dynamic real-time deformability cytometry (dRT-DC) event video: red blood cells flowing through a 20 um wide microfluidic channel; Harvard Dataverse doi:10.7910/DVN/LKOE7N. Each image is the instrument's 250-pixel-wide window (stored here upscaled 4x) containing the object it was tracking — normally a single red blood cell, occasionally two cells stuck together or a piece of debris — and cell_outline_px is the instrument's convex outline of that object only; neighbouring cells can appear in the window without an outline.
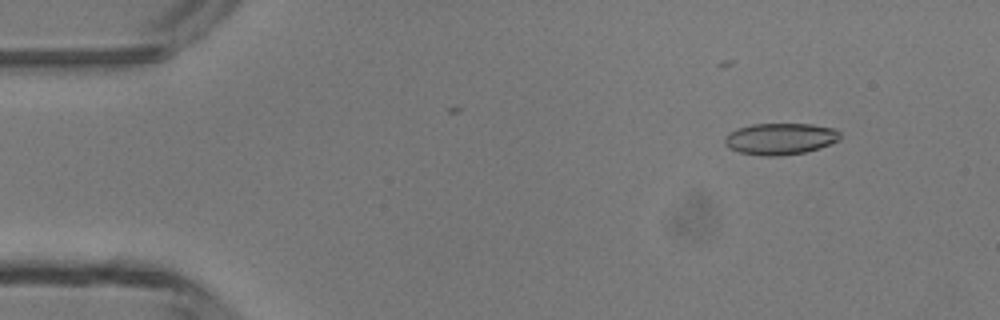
{"species": "common noctule bat (a hibernating species)", "species_latin": "Nyctalus noctula", "temperature_condition": "room temperature", "stored_images_in_passage": 4, "camera_frame_rate_fps": 3000, "um_per_image_px": 0.085, "animal": {"sex": "male", "body_mass_g": 13.3}, "frame": {"image": 1, "passage_image": 2, "time_ms": 1.333, "image_size_px": [1000, 320], "cell_outline_px": [[840, 140], [820, 148], [804, 152], [780, 156], [760, 156], [740, 152], [728, 148], [724, 144], [724, 140], [728, 132], [736, 128], [752, 124], [812, 124], [836, 128], [840, 132]], "centroid_in_image_um": [66.32, 11.8], "position_along_channel_um": 18.7, "area_um2": 21.5}}